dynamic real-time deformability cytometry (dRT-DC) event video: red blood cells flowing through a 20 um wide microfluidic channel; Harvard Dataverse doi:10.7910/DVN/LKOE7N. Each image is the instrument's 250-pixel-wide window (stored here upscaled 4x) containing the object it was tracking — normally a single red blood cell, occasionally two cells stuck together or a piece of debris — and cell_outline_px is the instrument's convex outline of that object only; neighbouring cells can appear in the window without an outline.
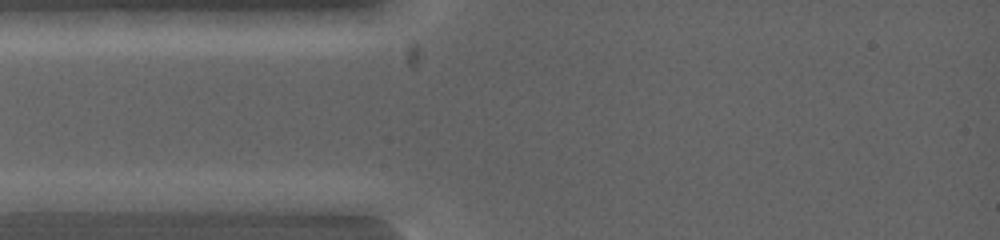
{"species": "common noctule bat (a hibernating species)", "species_latin": "Nyctalus noctula", "temperature_condition": "warm", "stored_images_in_passage": 3, "camera_frame_rate_fps": 5000, "um_per_image_px": 0.085, "animal": {"sex": "female", "body_mass_g": 19.0, "forearm_length_mm": 53.3}, "frame": {"image": 1, "passage_image": 1, "time_ms": 0.0, "image_size_px": [1000, 240], "cell_outline_px": [[124, 200], [96, 212], [20, 212], [12, 200], [80, 192]], "centroid_in_image_um": [5.59, 17.28], "position_along_channel_um": 79.4, "area_um2": 11.39}}